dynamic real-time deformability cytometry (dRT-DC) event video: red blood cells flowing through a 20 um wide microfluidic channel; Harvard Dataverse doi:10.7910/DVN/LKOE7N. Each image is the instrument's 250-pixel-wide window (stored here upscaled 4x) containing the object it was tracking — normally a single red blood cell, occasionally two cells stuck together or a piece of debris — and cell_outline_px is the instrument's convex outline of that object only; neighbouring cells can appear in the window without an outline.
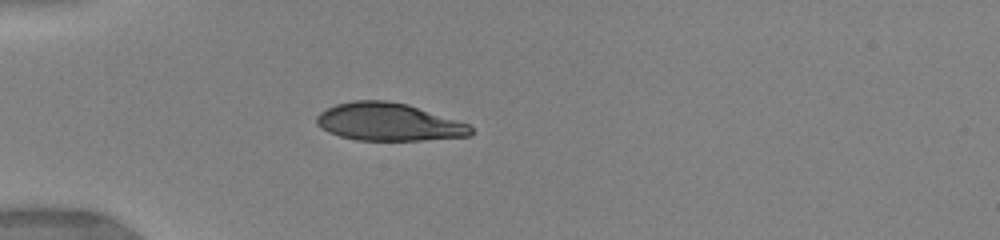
{"species": "human", "species_latin": "Homo sapiens", "temperature_condition": "warm", "stored_images_in_passage": 42, "camera_frame_rate_fps": 3000, "um_per_image_px": 0.085, "donor": {"sex": "female"}, "frame": {"image": 1, "passage_image": 1, "time_ms": 0.0, "image_size_px": [1000, 240], "cell_outline_px": [[472, 136], [420, 140], [356, 140], [340, 136], [328, 132], [320, 128], [316, 124], [316, 116], [320, 112], [336, 104], [352, 100], [388, 100], [408, 104], [468, 124], [472, 128]], "centroid_in_image_um": [33.0, 10.36], "position_along_channel_um": 52.0, "area_um2": 33.93}}
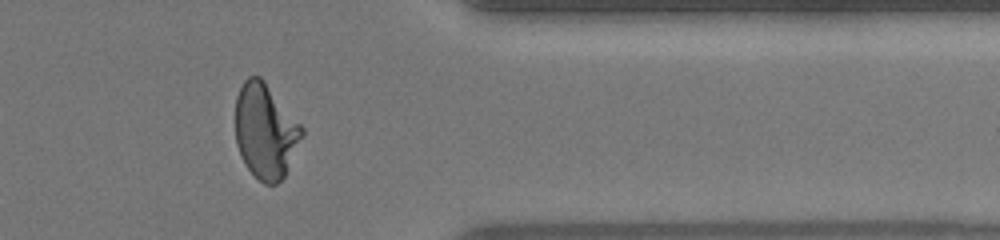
{"frame": {"image": 2, "passage_image": 32, "time_ms": 9.0, "image_size_px": [1000, 240], "cell_outline_px": [[304, 136], [284, 176], [276, 184], [264, 184], [244, 164], [240, 156], [236, 144], [236, 96], [244, 80], [248, 76], [260, 76], [264, 80], [304, 128]], "centroid_in_image_um": [22.56, 11.14], "position_along_channel_um": 388.8, "area_um2": 36.76}}
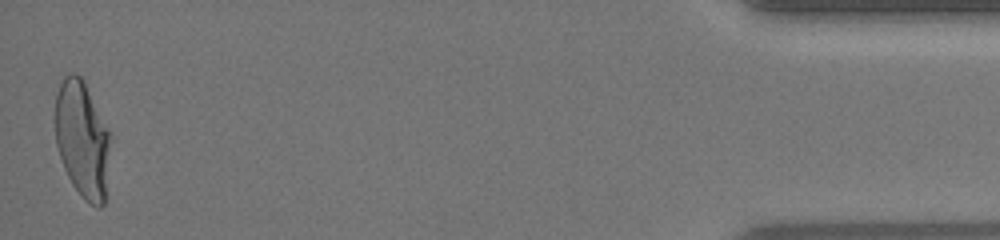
{"frame": {"image": 3, "passage_image": 41, "time_ms": 11.667, "image_size_px": [1000, 240], "cell_outline_px": [[112, 136], [104, 204], [100, 208], [96, 208], [84, 200], [72, 184], [64, 168], [56, 144], [56, 96], [60, 84], [64, 76], [72, 72], [76, 72], [84, 80]], "centroid_in_image_um": [7.02, 11.86], "position_along_channel_um": 428.2, "area_um2": 37.8}, "authors_computed_cell_mechanics": {"area_um2": 36.6741, "velocity_mm_per_s": 4.0221, "shape_relaxation_time_tau1_ms": 3.6486, "shape_relaxation_time_tau2_ms": null, "deformation_change_tau1": 0.2012, "deformation_change_tau2": null}}